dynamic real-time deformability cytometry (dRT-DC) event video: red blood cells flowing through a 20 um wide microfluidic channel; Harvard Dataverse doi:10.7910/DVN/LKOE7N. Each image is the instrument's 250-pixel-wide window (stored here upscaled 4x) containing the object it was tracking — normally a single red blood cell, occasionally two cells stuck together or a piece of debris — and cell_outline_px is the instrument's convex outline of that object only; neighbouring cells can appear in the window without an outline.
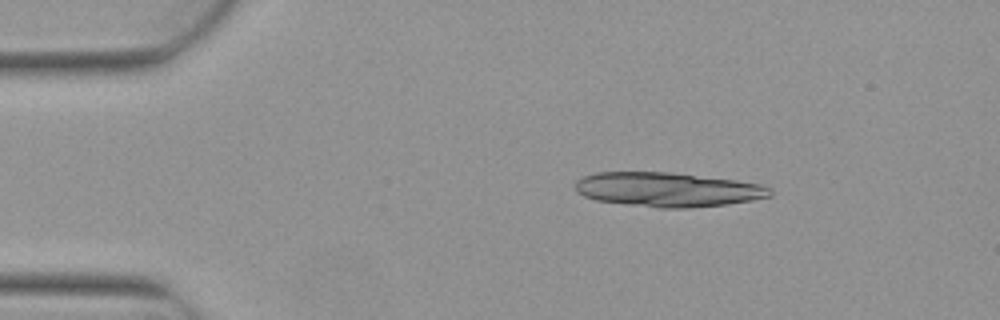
{"species": "Egyptian fruit bat (a non-hibernating species)", "species_latin": "Rousettus aegyptiacus", "temperature_condition": "warm", "stored_images_in_passage": 5, "camera_frame_rate_fps": 3000, "um_per_image_px": 0.085, "animal": {"sex": "female"}, "frame": {"image": 1, "passage_image": 2, "time_ms": 0.333, "image_size_px": [1000, 320], "cell_outline_px": [[772, 196], [752, 200], [728, 204], [688, 208], [660, 208], [596, 200], [584, 196], [576, 192], [572, 184], [576, 180], [584, 176], [596, 172], [668, 172], [736, 180], [760, 184], [772, 188]], "centroid_in_image_um": [56.73, 16.11], "position_along_channel_um": 28.3, "area_um2": 39.13}}